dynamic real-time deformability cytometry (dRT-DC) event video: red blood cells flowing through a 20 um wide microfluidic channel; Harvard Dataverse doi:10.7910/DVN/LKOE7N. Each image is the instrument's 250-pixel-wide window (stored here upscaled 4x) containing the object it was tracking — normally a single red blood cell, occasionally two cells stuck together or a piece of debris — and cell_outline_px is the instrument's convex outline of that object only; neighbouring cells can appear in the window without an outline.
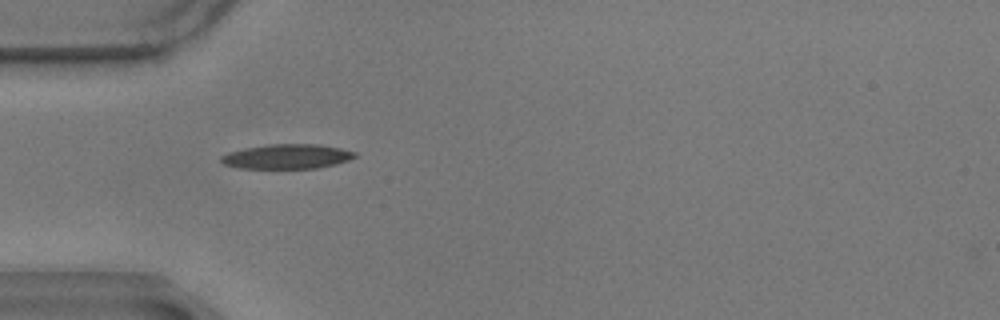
{"species": "common noctule bat (a hibernating species)", "species_latin": "Nyctalus noctula", "temperature_condition": "warm", "stored_images_in_passage": 3, "camera_frame_rate_fps": 3000, "um_per_image_px": 0.085, "animal": {"sex": "male", "body_mass_g": 17.9}, "frame": {"image": 1, "passage_image": 1, "time_ms": 0.0, "image_size_px": [1000, 320], "cell_outline_px": [[356, 156], [348, 160], [336, 164], [316, 168], [240, 168], [224, 164], [220, 160], [220, 156], [228, 152], [244, 148], [268, 144], [316, 144], [340, 148], [356, 152]], "centroid_in_image_um": [24.37, 13.3], "position_along_channel_um": 60.6, "area_um2": 19.13}}